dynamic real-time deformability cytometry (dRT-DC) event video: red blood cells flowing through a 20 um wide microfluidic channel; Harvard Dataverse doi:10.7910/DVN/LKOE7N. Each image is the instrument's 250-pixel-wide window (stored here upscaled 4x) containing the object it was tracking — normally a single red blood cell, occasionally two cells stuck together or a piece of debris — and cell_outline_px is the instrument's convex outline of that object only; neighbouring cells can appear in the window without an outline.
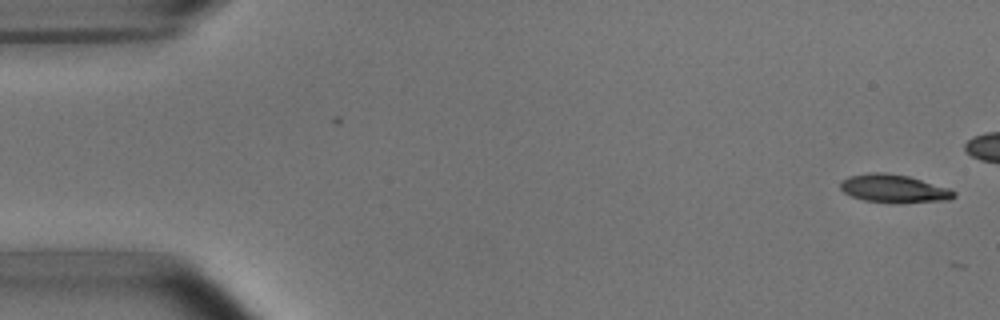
{"species": "common noctule bat (a hibernating species)", "species_latin": "Nyctalus noctula", "temperature_condition": "room temperature", "stored_images_in_passage": 2, "camera_frame_rate_fps": 3000, "um_per_image_px": 0.085, "animal": {"sex": "male", "body_mass_g": 15.6}, "frame": {"image": 1, "passage_image": 2, "time_ms": 1.333, "image_size_px": [1000, 320], "cell_outline_px": [[956, 196], [948, 200], [900, 204], [896, 204], [864, 200], [852, 196], [844, 192], [840, 188], [840, 180], [848, 176], [872, 172], [884, 172], [908, 176], [948, 188], [956, 192]], "centroid_in_image_um": [75.97, 16.04], "position_along_channel_um": 9.0, "area_um2": 18.84}}